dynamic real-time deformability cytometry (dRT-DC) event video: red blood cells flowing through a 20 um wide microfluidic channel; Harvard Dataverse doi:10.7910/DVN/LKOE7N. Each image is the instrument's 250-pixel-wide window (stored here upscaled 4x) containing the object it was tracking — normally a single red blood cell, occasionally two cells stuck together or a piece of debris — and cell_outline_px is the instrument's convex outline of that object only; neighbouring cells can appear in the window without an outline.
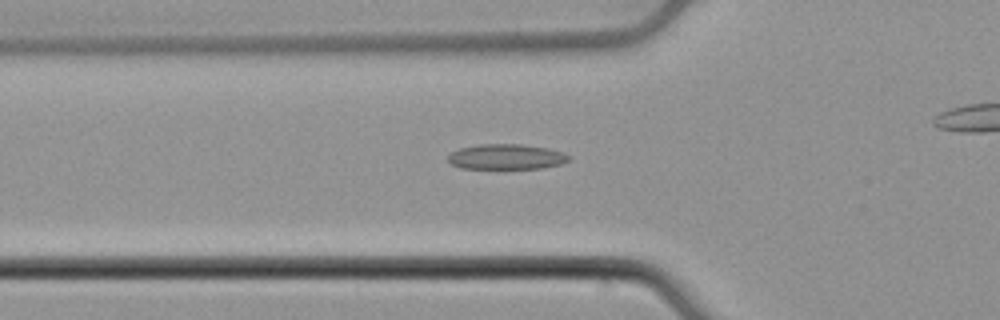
{"species": "common noctule bat (a hibernating species)", "species_latin": "Nyctalus noctula", "temperature_condition": "cold", "stored_images_in_passage": 27, "camera_frame_rate_fps": 3000, "um_per_image_px": 0.085, "animal": {"sex": "male", "body_mass_g": 21.5, "forearm_length_mm": 52.0}, "frame": {"image": 1, "passage_image": 2, "time_ms": 0.333, "image_size_px": [1000, 320], "cell_outline_px": [[572, 156], [568, 160], [560, 164], [544, 168], [460, 168], [452, 164], [448, 160], [448, 156], [452, 152], [460, 148], [480, 144], [520, 144], [548, 148], [564, 152]], "centroid_in_image_um": [43.07, 13.32], "position_along_channel_um": 82.7, "area_um2": 17.74}}
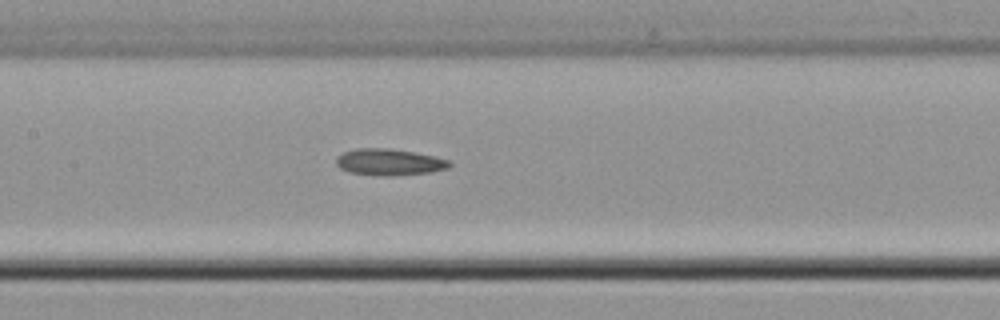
{"frame": {"image": 2, "passage_image": 9, "time_ms": 2.667, "image_size_px": [1000, 320], "cell_outline_px": [[452, 164], [448, 168], [428, 172], [392, 176], [384, 176], [348, 172], [340, 168], [336, 164], [336, 156], [344, 152], [356, 148], [388, 148], [412, 152], [432, 156], [448, 160]], "centroid_in_image_um": [33.03, 13.78], "position_along_channel_um": 174.4, "area_um2": 17.34}}
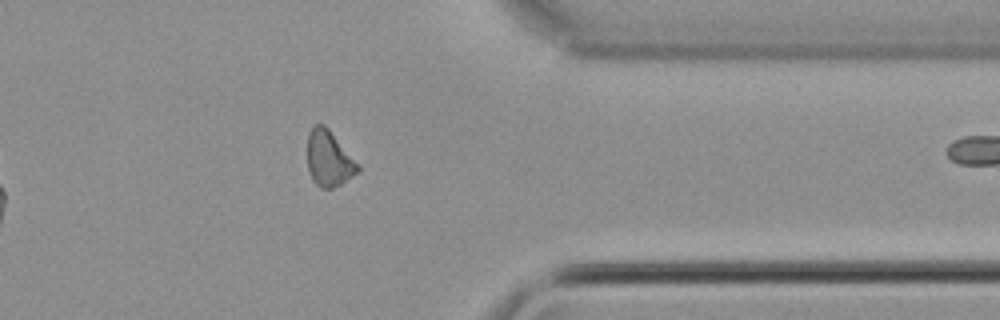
{"frame": {"image": 3, "passage_image": 26, "time_ms": 8.333, "image_size_px": [1000, 320], "cell_outline_px": [[360, 172], [340, 184], [332, 188], [320, 188], [312, 180], [308, 168], [308, 132], [316, 124], [324, 124], [328, 128], [360, 164]], "centroid_in_image_um": [27.98, 13.49], "position_along_channel_um": 383.4, "area_um2": 16.47}}